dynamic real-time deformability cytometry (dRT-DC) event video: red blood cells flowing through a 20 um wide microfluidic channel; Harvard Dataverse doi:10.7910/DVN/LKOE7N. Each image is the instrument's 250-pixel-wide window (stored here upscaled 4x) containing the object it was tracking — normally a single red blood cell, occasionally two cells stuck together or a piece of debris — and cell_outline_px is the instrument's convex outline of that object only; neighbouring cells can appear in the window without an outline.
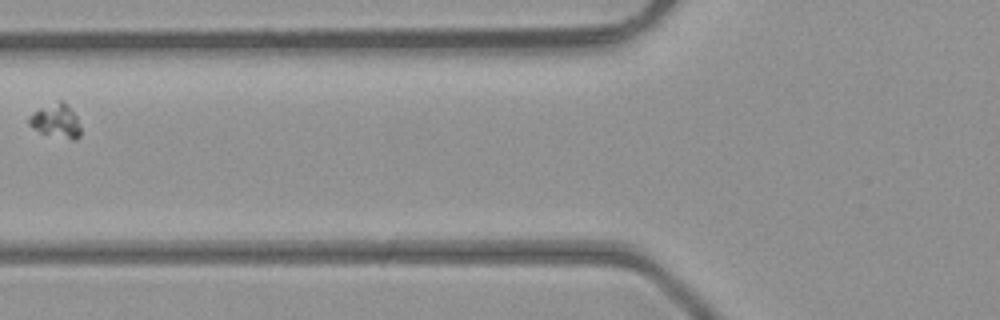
{"species": "common noctule bat (a hibernating species)", "species_latin": "Nyctalus noctula", "temperature_condition": "room temperature", "stored_images_in_passage": 5, "camera_frame_rate_fps": 3000, "um_per_image_px": 0.085, "animal": {"sex": "male", "body_mass_g": 23.1, "forearm_length_mm": 52.7}, "frame": {"image": 1, "passage_image": 4, "time_ms": 1.0, "image_size_px": [1000, 320], "cell_outline_px": [[80, 136], [76, 140], [72, 140], [40, 132], [32, 128], [28, 124], [28, 116], [40, 108], [60, 100], [68, 104], [76, 116], [80, 128]], "centroid_in_image_um": [4.76, 10.28], "position_along_channel_um": 121.0, "area_um2": 10.12}}